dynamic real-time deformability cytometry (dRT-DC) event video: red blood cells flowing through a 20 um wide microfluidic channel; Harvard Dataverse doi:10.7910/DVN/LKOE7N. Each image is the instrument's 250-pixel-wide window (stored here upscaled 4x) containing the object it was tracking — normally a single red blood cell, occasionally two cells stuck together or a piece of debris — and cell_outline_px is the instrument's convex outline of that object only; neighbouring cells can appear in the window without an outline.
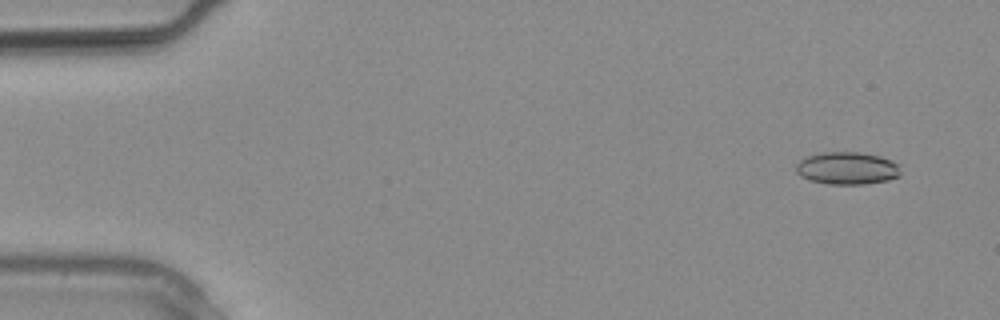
{"species": "common noctule bat (a hibernating species)", "species_latin": "Nyctalus noctula", "temperature_condition": "warm", "stored_images_in_passage": 13, "camera_frame_rate_fps": 3000, "um_per_image_px": 0.085, "animal": {"sex": "male", "body_mass_g": 20.4}, "frame": {"image": 1, "passage_image": 1, "time_ms": 0.0, "image_size_px": [1000, 320], "cell_outline_px": [[900, 176], [888, 180], [864, 184], [828, 184], [808, 180], [800, 176], [796, 172], [796, 164], [804, 156], [820, 152], [856, 152], [880, 156], [896, 164], [900, 172]], "centroid_in_image_um": [71.93, 14.3], "position_along_channel_um": 13.1, "area_um2": 19.83}}
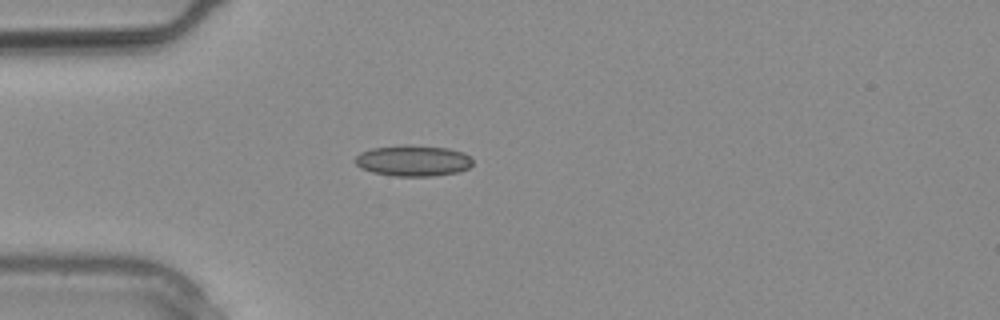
{"frame": {"image": 2, "passage_image": 7, "time_ms": 2.0, "image_size_px": [1000, 320], "cell_outline_px": [[472, 164], [468, 168], [460, 172], [432, 176], [392, 176], [372, 172], [360, 168], [356, 164], [356, 156], [360, 152], [372, 148], [404, 144], [408, 144], [448, 148], [464, 152], [472, 160]], "centroid_in_image_um": [35.11, 13.65], "position_along_channel_um": 49.9, "area_um2": 21.44}}